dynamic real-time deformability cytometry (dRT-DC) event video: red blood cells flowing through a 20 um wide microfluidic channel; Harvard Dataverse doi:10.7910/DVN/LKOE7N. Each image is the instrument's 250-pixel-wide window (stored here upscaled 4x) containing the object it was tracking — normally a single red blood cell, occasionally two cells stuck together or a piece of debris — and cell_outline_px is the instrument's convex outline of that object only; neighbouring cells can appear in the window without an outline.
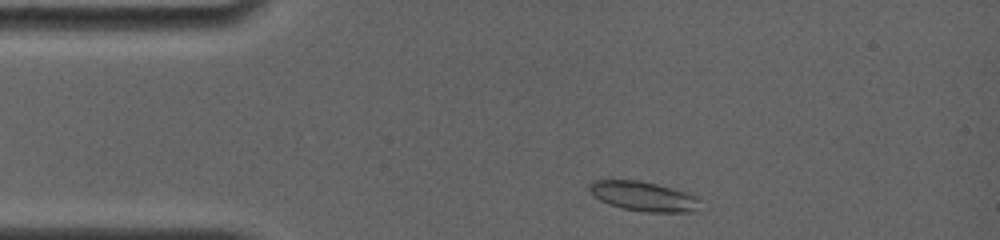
{"species": "common noctule bat (a hibernating species)", "species_latin": "Nyctalus noctula", "temperature_condition": "room temperature", "stored_images_in_passage": 14, "camera_frame_rate_fps": 4000, "um_per_image_px": 0.085, "animal": {"sex": "female", "body_mass_g": 19.0, "forearm_length_mm": 56.7}, "frame": {"image": 1, "passage_image": 3, "time_ms": 0.25, "image_size_px": [1000, 240], "cell_outline_px": [[696, 212], [644, 212], [624, 208], [608, 204], [600, 200], [588, 188], [588, 184], [596, 180], [640, 180], [688, 192], [696, 196]], "centroid_in_image_um": [54.67, 16.68], "position_along_channel_um": 30.3, "area_um2": 18.84}}